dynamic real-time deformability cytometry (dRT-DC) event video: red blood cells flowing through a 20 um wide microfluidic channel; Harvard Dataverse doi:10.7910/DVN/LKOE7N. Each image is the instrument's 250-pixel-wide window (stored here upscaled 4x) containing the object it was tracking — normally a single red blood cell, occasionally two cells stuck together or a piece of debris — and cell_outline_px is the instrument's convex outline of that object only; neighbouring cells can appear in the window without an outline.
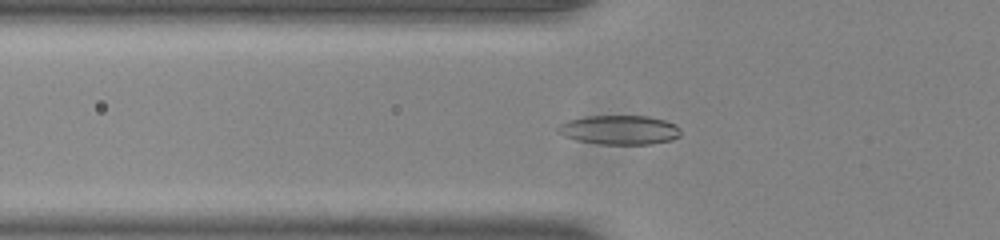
{"species": "common noctule bat (a hibernating species)", "species_latin": "Nyctalus noctula", "temperature_condition": "room temperature", "stored_images_in_passage": 54, "camera_frame_rate_fps": 3000, "um_per_image_px": 0.085, "animal": {"sex": "male", "body_mass_g": 20.0, "forearm_length_mm": 53.3}, "frame": {"image": 1, "passage_image": 20, "time_ms": 6.333, "image_size_px": [1000, 240], "cell_outline_px": [[680, 136], [672, 140], [652, 144], [600, 144], [576, 140], [564, 136], [556, 128], [560, 124], [568, 120], [584, 116], [648, 116], [664, 120], [676, 124], [680, 128]], "centroid_in_image_um": [52.68, 11.04], "position_along_channel_um": 73.1, "area_um2": 20.98}}
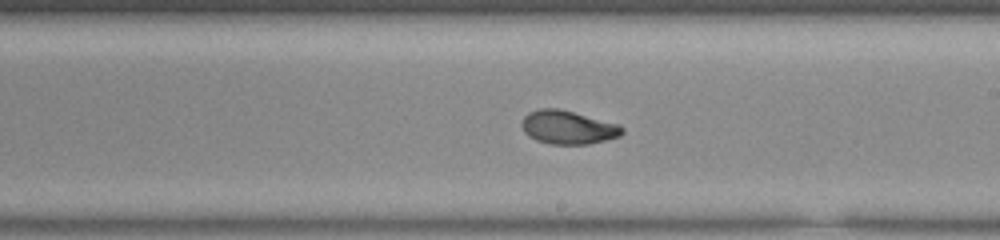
{"frame": {"image": 2, "passage_image": 33, "time_ms": 10.667, "image_size_px": [1000, 240], "cell_outline_px": [[624, 132], [620, 136], [588, 144], [552, 144], [536, 140], [528, 136], [524, 132], [520, 124], [524, 116], [528, 112], [540, 108], [560, 108], [620, 124], [624, 128]], "centroid_in_image_um": [48.27, 10.81], "position_along_channel_um": 240.7, "area_um2": 19.83}}
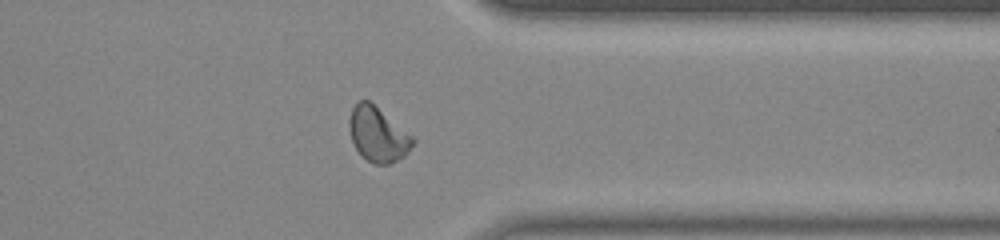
{"frame": {"image": 3, "passage_image": 44, "time_ms": 14.333, "image_size_px": [1000, 240], "cell_outline_px": [[416, 140], [408, 152], [404, 156], [388, 164], [376, 164], [368, 160], [356, 148], [352, 140], [348, 124], [348, 120], [352, 108], [360, 100], [368, 100], [412, 136]], "centroid_in_image_um": [32.11, 11.42], "position_along_channel_um": 379.3, "area_um2": 19.71}, "authors_computed_cell_mechanics": {"area_um2": 19.7387, "velocity_mm_per_s": 3.8678, "shape_relaxation_time_tau1_ms": 4.7597, "shape_relaxation_time_tau2_ms": 1.189, "deformation_change_tau1": 0.1648, "deformation_change_tau2": 0.0481}}